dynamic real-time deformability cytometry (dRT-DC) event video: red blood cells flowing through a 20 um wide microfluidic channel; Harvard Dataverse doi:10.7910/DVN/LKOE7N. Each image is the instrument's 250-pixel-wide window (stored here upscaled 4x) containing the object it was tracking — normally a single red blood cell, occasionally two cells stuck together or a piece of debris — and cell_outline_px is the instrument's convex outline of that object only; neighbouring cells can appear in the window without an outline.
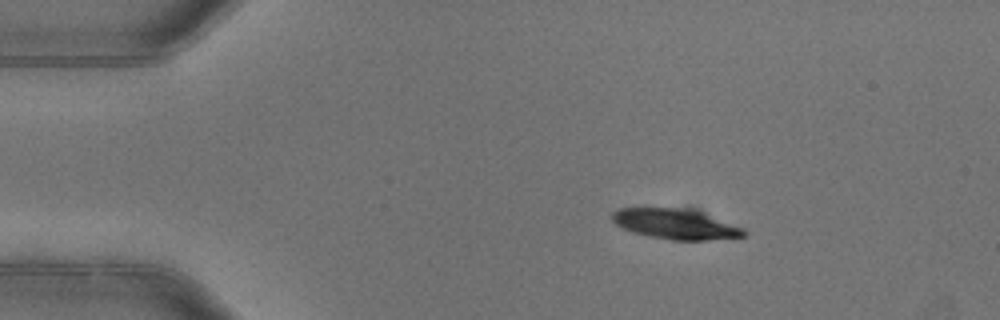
{"species": "common noctule bat (a hibernating species)", "species_latin": "Nyctalus noctula", "temperature_condition": "warm", "stored_images_in_passage": 5, "camera_frame_rate_fps": 3000, "um_per_image_px": 0.085, "animal": {"sex": "female"}, "frame": {"image": 1, "passage_image": 1, "time_ms": 0.0, "image_size_px": [1000, 320], "cell_outline_px": [[744, 236], [708, 240], [672, 240], [652, 236], [636, 232], [624, 228], [616, 224], [612, 220], [612, 212], [620, 208], [684, 208], [700, 212], [744, 228]], "centroid_in_image_um": [57.41, 19.04], "position_along_channel_um": 27.6, "area_um2": 22.66}}
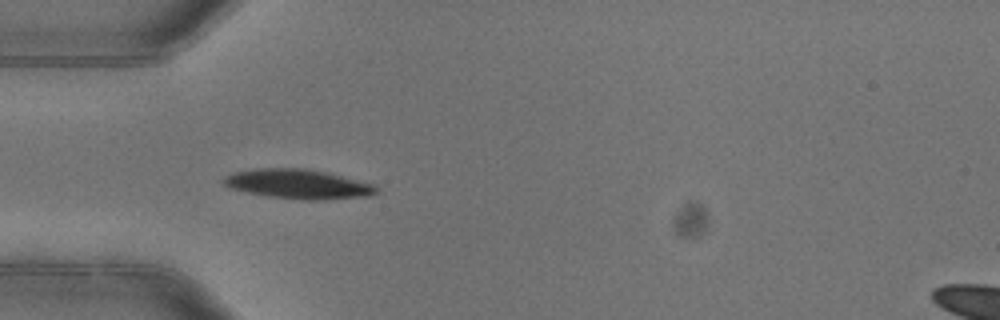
{"frame": {"image": 2, "passage_image": 3, "time_ms": 0.667, "image_size_px": [1000, 320], "cell_outline_px": [[380, 192], [372, 196], [324, 200], [300, 200], [268, 196], [228, 188], [224, 184], [224, 176], [236, 172], [256, 168], [304, 168], [324, 172], [376, 184]], "centroid_in_image_um": [25.4, 15.66], "position_along_channel_um": 59.6, "area_um2": 26.41}}